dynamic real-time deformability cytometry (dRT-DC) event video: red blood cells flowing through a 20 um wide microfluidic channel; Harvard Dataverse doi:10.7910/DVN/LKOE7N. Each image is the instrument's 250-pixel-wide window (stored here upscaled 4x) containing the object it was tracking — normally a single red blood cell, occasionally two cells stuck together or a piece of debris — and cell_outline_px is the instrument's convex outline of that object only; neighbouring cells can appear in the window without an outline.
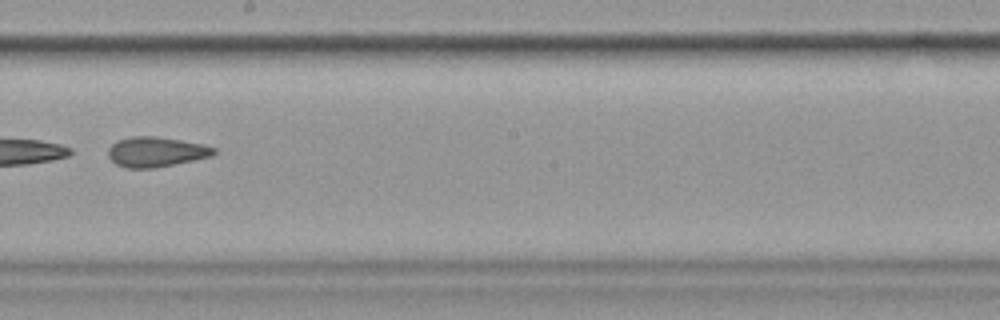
{"species": "common noctule bat (a hibernating species)", "species_latin": "Nyctalus noctula", "temperature_condition": "cold", "stored_images_in_passage": 38, "segment_of_instrument_passage": [2, 2], "camera_frame_rate_fps": 3000, "um_per_image_px": 0.085, "animal": {"sex": "female", "body_mass_g": 19.9}, "frame": {"image": 1, "passage_image": 29, "time_ms": 9.333, "image_size_px": [1000, 320], "cell_outline_px": [[216, 152], [212, 156], [156, 168], [124, 168], [116, 164], [108, 156], [108, 148], [116, 140], [132, 136], [156, 136], [204, 144], [216, 148]], "centroid_in_image_um": [13.25, 12.91], "position_along_channel_um": 235.0, "area_um2": 18.61}}